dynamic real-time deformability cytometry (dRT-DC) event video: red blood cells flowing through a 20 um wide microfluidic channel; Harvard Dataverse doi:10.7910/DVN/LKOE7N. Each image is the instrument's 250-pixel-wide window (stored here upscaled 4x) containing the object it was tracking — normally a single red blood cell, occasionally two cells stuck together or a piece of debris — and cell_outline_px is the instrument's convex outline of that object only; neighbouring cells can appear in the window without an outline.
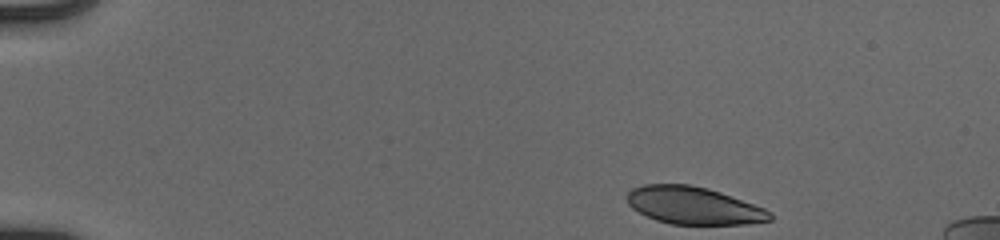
{"species": "human", "species_latin": "Homo sapiens", "temperature_condition": "cold", "stored_images_in_passage": 46, "camera_frame_rate_fps": 3000, "um_per_image_px": 0.085, "donor": {"sex": "male"}, "frame": {"image": 1, "passage_image": 1, "time_ms": 0.0, "image_size_px": [1000, 240], "cell_outline_px": [[772, 220], [748, 224], [672, 224], [656, 220], [632, 208], [628, 204], [628, 192], [632, 188], [644, 184], [692, 184], [708, 188], [720, 192], [764, 208], [772, 212]], "centroid_in_image_um": [58.97, 17.47], "position_along_channel_um": 26.0, "area_um2": 31.1}}
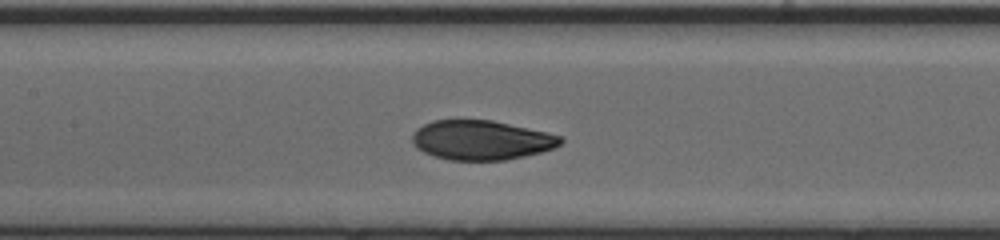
{"frame": {"image": 2, "passage_image": 20, "time_ms": 6.333, "image_size_px": [1000, 240], "cell_outline_px": [[564, 140], [560, 144], [552, 148], [540, 152], [524, 156], [504, 160], [448, 160], [432, 156], [416, 148], [412, 140], [412, 136], [416, 128], [432, 120], [492, 120], [548, 132], [560, 136]], "centroid_in_image_um": [40.88, 11.91], "position_along_channel_um": 166.5, "area_um2": 34.16}}
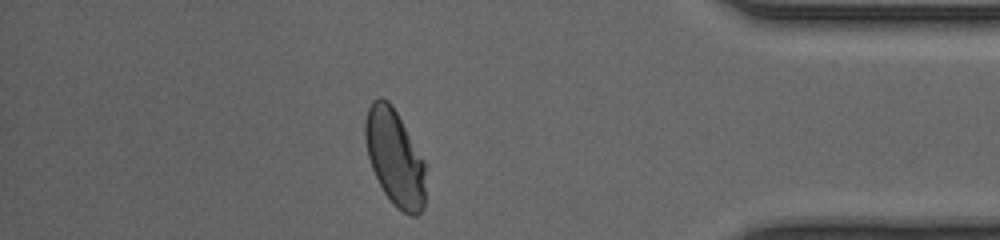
{"frame": {"image": 3, "passage_image": 40, "time_ms": 13.0, "image_size_px": [1000, 240], "cell_outline_px": [[424, 208], [416, 216], [412, 216], [396, 208], [392, 204], [384, 192], [372, 168], [368, 156], [364, 140], [364, 124], [368, 108], [372, 100], [376, 96], [380, 96], [388, 100], [392, 104], [424, 160]], "centroid_in_image_um": [33.53, 13.36], "position_along_channel_um": 401.7, "area_um2": 33.87}, "authors_computed_cell_mechanics": {"area_um2": 34.0731, "velocity_mm_per_s": 3.9396, "shape_relaxation_time_tau1_ms": 4.2001, "shape_relaxation_time_tau2_ms": 1.0077, "deformation_change_tau1": 0.1561, "deformation_change_tau2": 0.043}}